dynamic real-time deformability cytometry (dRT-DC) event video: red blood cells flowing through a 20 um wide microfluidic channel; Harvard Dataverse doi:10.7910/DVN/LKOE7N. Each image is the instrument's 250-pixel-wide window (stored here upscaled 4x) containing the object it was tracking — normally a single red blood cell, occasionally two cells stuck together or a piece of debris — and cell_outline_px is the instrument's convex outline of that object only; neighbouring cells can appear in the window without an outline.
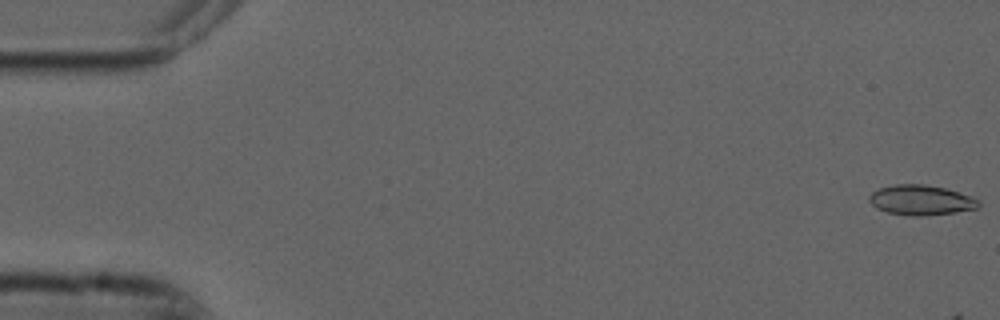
{"species": "common noctule bat (a hibernating species)", "species_latin": "Nyctalus noctula", "temperature_condition": "cold", "stored_images_in_passage": 10, "camera_frame_rate_fps": 3000, "um_per_image_px": 0.085, "animal": {"sex": "male", "forearm_length_mm": 52.5}, "frame": {"image": 1, "passage_image": 1, "time_ms": 0.0, "image_size_px": [1000, 320], "cell_outline_px": [[980, 204], [976, 208], [956, 212], [920, 216], [912, 216], [888, 212], [876, 208], [868, 200], [868, 196], [872, 192], [880, 188], [896, 184], [924, 184], [944, 188], [972, 196], [980, 200]], "centroid_in_image_um": [78.28, 17.0], "position_along_channel_um": 6.7, "area_um2": 19.07}}